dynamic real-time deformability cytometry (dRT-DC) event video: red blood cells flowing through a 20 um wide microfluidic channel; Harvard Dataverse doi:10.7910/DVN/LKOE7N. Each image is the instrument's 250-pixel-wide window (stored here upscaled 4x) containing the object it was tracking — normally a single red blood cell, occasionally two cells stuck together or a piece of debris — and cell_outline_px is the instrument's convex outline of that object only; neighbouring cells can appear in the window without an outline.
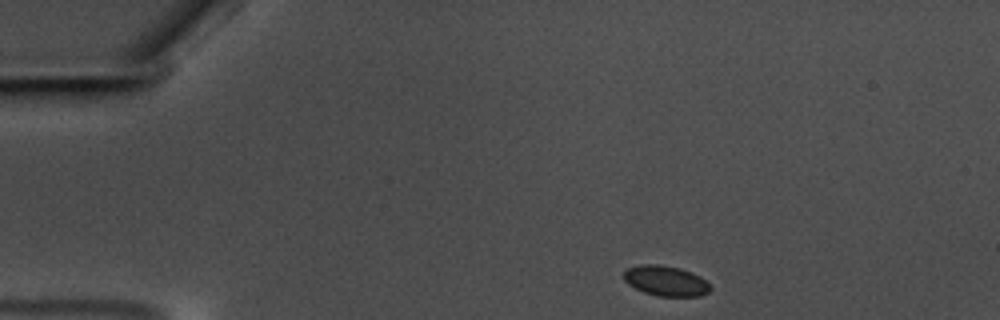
{"species": "common noctule bat (a hibernating species)", "species_latin": "Nyctalus noctula", "temperature_condition": "warm", "stored_images_in_passage": 49, "camera_frame_rate_fps": 3000, "um_per_image_px": 0.085, "animal": {"sex": "male", "body_mass_g": 17.5, "forearm_length_mm": 52.3}, "frame": {"image": 1, "passage_image": 1, "time_ms": 0.0, "image_size_px": [1000, 320], "cell_outline_px": [[712, 288], [708, 292], [700, 296], [656, 296], [644, 292], [628, 284], [624, 280], [624, 272], [628, 268], [640, 264], [660, 264], [680, 268], [692, 272], [700, 276]], "centroid_in_image_um": [56.59, 23.86], "position_along_channel_um": 28.4, "area_um2": 15.26}}
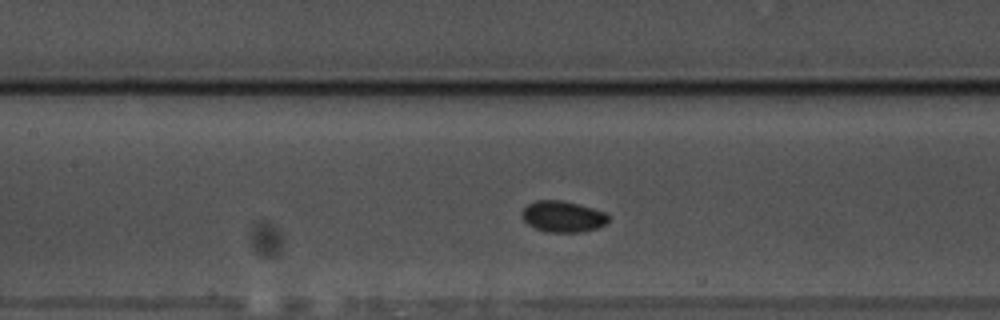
{"frame": {"image": 2, "passage_image": 18, "time_ms": 5.667, "image_size_px": [1000, 320], "cell_outline_px": [[608, 220], [604, 224], [596, 228], [584, 232], [544, 232], [528, 224], [524, 220], [524, 208], [528, 204], [536, 200], [560, 200], [592, 208], [604, 212], [608, 216]], "centroid_in_image_um": [47.84, 18.41], "position_along_channel_um": 159.6, "area_um2": 15.37}}
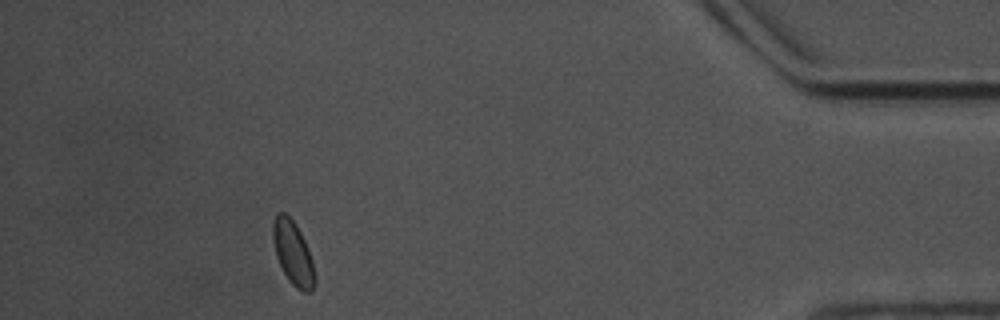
{"frame": {"image": 3, "passage_image": 44, "time_ms": 14.333, "image_size_px": [1000, 320], "cell_outline_px": [[316, 284], [312, 292], [304, 292], [296, 288], [288, 280], [276, 256], [272, 236], [272, 220], [276, 212], [284, 212], [296, 224], [308, 248], [312, 260], [316, 276]], "centroid_in_image_um": [24.91, 21.52], "position_along_channel_um": 410.3, "area_um2": 15.78}}